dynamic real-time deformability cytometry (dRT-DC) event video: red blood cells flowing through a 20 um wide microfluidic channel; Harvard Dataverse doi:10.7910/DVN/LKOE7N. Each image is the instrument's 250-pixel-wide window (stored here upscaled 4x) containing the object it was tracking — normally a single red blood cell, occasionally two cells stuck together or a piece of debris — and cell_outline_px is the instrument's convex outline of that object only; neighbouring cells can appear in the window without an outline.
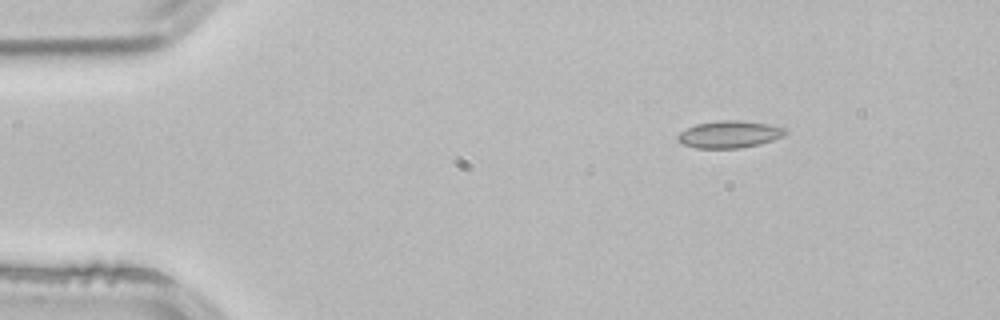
{"species": "common noctule bat (a hibernating species)", "species_latin": "Nyctalus noctula", "temperature_condition": "room temperature", "stored_images_in_passage": 4, "camera_frame_rate_fps": 3000, "um_per_image_px": 0.085, "animal": {"sex": "male", "body_mass_g": 21.5, "forearm_length_mm": 52.0}, "frame": {"image": 1, "passage_image": 1, "time_ms": 0.0, "image_size_px": [1000, 320], "cell_outline_px": [[788, 132], [784, 136], [760, 144], [740, 148], [696, 148], [684, 144], [676, 140], [676, 136], [680, 132], [696, 124], [720, 120], [740, 120], [768, 124], [788, 128]], "centroid_in_image_um": [62.03, 11.41], "position_along_channel_um": 23.0, "area_um2": 17.11}}
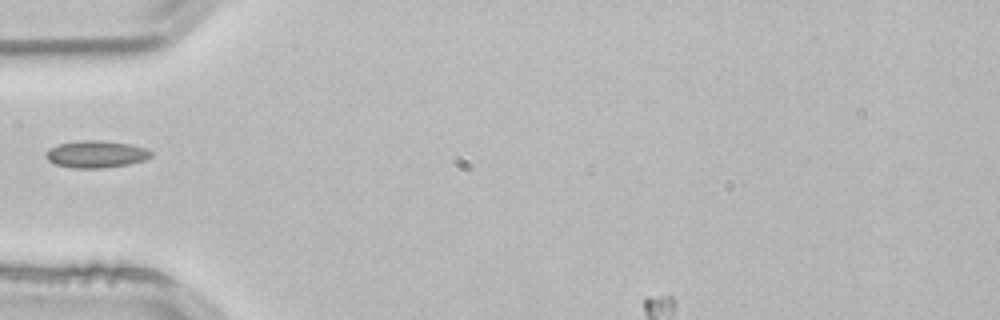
{"frame": {"image": 2, "passage_image": 3, "time_ms": 0.667, "image_size_px": [1000, 320], "cell_outline_px": [[152, 156], [144, 160], [128, 164], [104, 168], [72, 168], [56, 164], [48, 160], [48, 152], [52, 148], [60, 144], [76, 140], [100, 140], [128, 144], [144, 148], [152, 152]], "centroid_in_image_um": [8.2, 13.11], "position_along_channel_um": 76.8, "area_um2": 16.3}}